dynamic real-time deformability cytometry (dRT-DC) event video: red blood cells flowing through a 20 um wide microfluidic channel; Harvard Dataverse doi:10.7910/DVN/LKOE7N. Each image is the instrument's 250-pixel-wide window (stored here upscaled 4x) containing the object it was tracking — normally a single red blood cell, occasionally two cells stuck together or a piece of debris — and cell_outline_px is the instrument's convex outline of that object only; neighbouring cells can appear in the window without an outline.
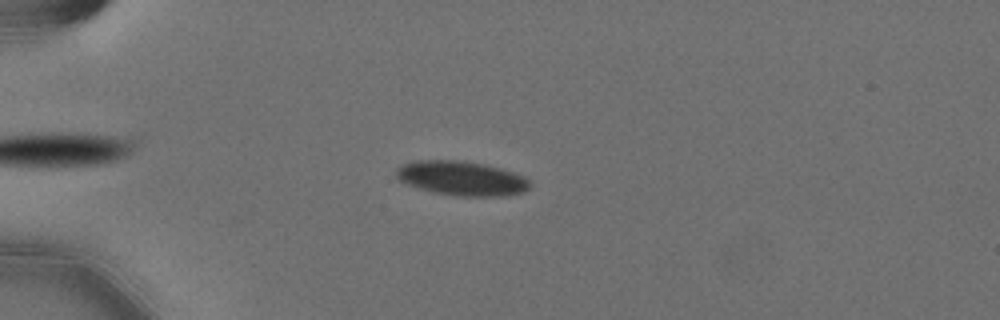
{"species": "Egyptian fruit bat (a non-hibernating species)", "species_latin": "Rousettus aegyptiacus", "temperature_condition": "cold", "stored_images_in_passage": 48, "camera_frame_rate_fps": 3000, "um_per_image_px": 0.085, "animal": {"sex": "female"}, "frame": {"image": 1, "passage_image": 6, "time_ms": 1.667, "image_size_px": [1000, 320], "cell_outline_px": [[532, 184], [524, 192], [504, 196], [460, 196], [432, 192], [408, 184], [400, 180], [396, 176], [396, 168], [400, 164], [412, 160], [464, 160], [484, 164], [500, 168], [524, 176], [532, 180]], "centroid_in_image_um": [39.25, 15.14], "position_along_channel_um": 45.8, "area_um2": 27.05}}
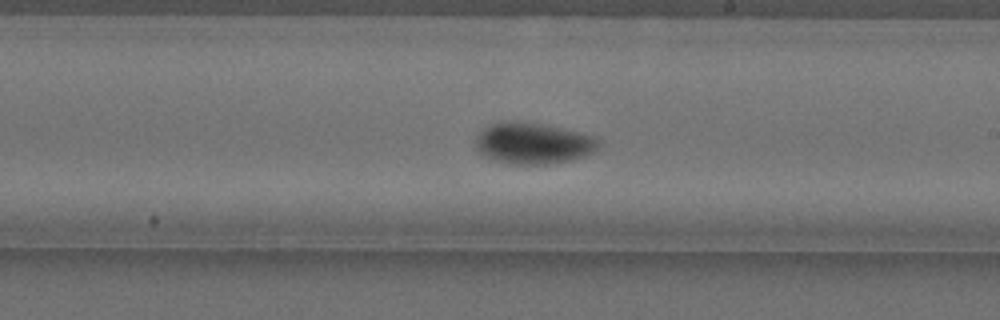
{"frame": {"image": 2, "passage_image": 25, "time_ms": 8.0, "image_size_px": [1000, 320], "cell_outline_px": [[600, 148], [584, 156], [572, 160], [548, 164], [508, 164], [492, 160], [480, 156], [476, 148], [476, 136], [484, 128], [492, 124], [540, 124], [560, 128], [596, 136], [600, 140]], "centroid_in_image_um": [45.34, 12.24], "position_along_channel_um": 243.7, "area_um2": 29.13}}
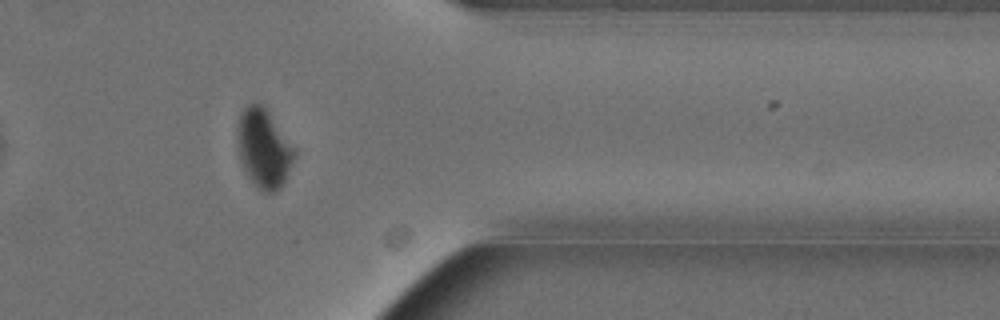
{"frame": {"image": 3, "passage_image": 38, "time_ms": 12.333, "image_size_px": [1000, 320], "cell_outline_px": [[296, 156], [284, 184], [276, 192], [264, 192], [248, 176], [240, 160], [240, 112], [248, 104], [260, 104], [268, 112], [296, 148]], "centroid_in_image_um": [22.5, 12.65], "position_along_channel_um": 388.9, "area_um2": 25.43}, "authors_computed_cell_mechanics": {"area_um2": 27.0793, "velocity_mm_per_s": 3.591, "shape_relaxation_time_tau1_ms": 3.9544, "shape_relaxation_time_tau2_ms": null, "deformation_change_tau1": 0.1275, "deformation_change_tau2": null}}